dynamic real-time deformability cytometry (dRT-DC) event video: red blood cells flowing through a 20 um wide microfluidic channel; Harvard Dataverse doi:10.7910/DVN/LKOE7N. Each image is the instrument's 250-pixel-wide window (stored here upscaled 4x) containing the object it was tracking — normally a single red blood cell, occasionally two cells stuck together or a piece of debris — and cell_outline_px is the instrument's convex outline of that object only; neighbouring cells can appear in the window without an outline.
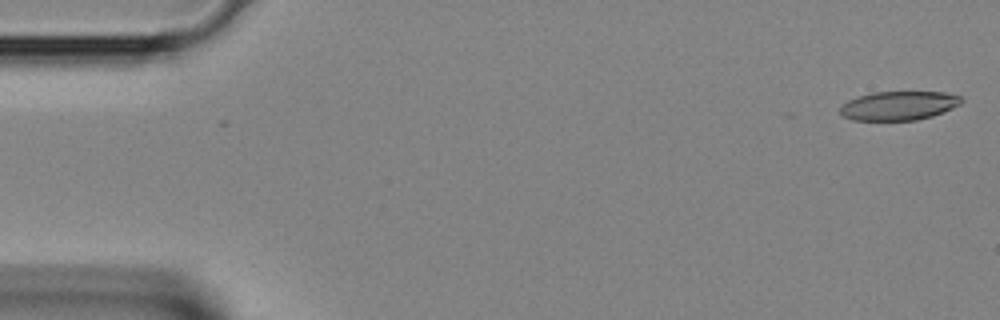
{"species": "Egyptian fruit bat (a non-hibernating species)", "species_latin": "Rousettus aegyptiacus", "temperature_condition": "room temperature", "stored_images_in_passage": 33, "camera_frame_rate_fps": 3000, "um_per_image_px": 0.085, "animal": {"sex": "female"}, "frame": {"image": 1, "passage_image": 1, "time_ms": 0.0, "image_size_px": [1000, 320], "cell_outline_px": [[964, 100], [960, 104], [952, 108], [932, 116], [916, 120], [852, 120], [844, 116], [840, 112], [840, 108], [848, 100], [856, 96], [872, 92], [944, 92], [960, 96]], "centroid_in_image_um": [76.39, 8.97], "position_along_channel_um": 8.6, "area_um2": 20.4}}
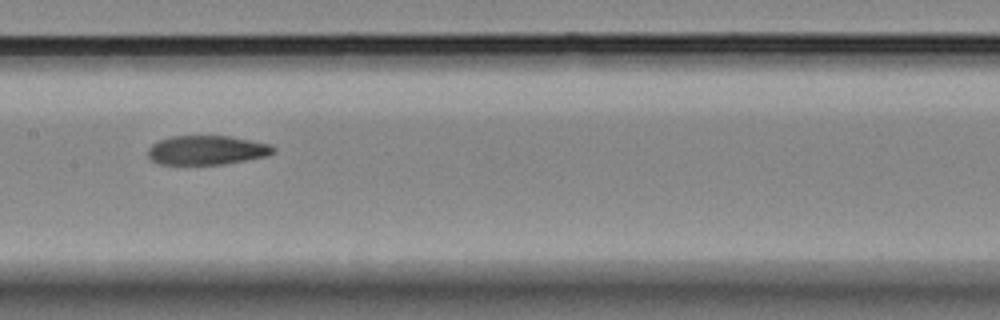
{"frame": {"image": 2, "passage_image": 19, "time_ms": 6.0, "image_size_px": [1000, 320], "cell_outline_px": [[276, 152], [268, 156], [224, 164], [156, 164], [148, 160], [148, 148], [152, 144], [160, 140], [172, 136], [228, 136], [268, 144], [276, 148]], "centroid_in_image_um": [17.55, 12.77], "position_along_channel_um": 189.9, "area_um2": 21.39}}
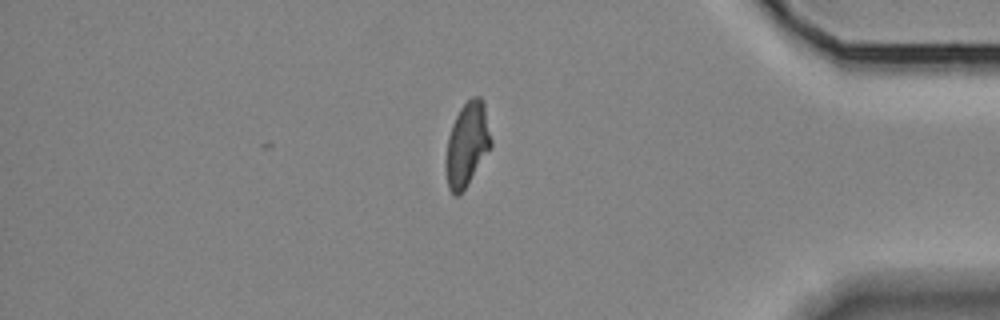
{"frame": {"image": 3, "passage_image": 33, "time_ms": 10.667, "image_size_px": [1000, 320], "cell_outline_px": [[492, 148], [468, 184], [456, 196], [448, 188], [444, 168], [444, 160], [448, 136], [452, 124], [460, 108], [472, 96], [480, 96], [484, 100], [492, 140]], "centroid_in_image_um": [39.71, 12.26], "position_along_channel_um": 395.5, "area_um2": 22.6}}